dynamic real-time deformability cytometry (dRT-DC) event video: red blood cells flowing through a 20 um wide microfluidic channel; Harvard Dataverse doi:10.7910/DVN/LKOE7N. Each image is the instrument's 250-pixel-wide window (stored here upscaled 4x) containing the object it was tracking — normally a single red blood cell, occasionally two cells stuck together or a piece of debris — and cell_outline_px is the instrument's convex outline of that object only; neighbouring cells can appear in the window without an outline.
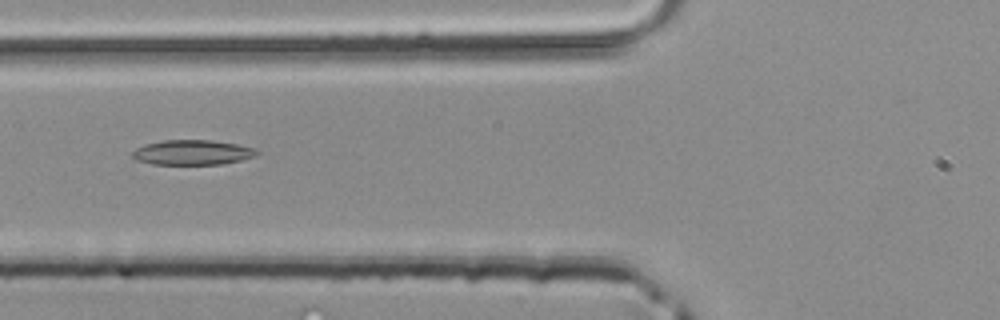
{"species": "common noctule bat (a hibernating species)", "species_latin": "Nyctalus noctula", "temperature_condition": "room temperature", "stored_images_in_passage": 4, "camera_frame_rate_fps": 3000, "um_per_image_px": 0.085, "animal": {"sex": "male", "body_mass_g": 20.4}, "frame": {"image": 1, "passage_image": 4, "time_ms": 1.0, "image_size_px": [1000, 320], "cell_outline_px": [[260, 152], [256, 156], [240, 160], [220, 164], [152, 164], [136, 160], [132, 156], [132, 152], [136, 148], [144, 144], [164, 140], [212, 140], [236, 144], [256, 148]], "centroid_in_image_um": [16.36, 12.95], "position_along_channel_um": 109.4, "area_um2": 18.09}}